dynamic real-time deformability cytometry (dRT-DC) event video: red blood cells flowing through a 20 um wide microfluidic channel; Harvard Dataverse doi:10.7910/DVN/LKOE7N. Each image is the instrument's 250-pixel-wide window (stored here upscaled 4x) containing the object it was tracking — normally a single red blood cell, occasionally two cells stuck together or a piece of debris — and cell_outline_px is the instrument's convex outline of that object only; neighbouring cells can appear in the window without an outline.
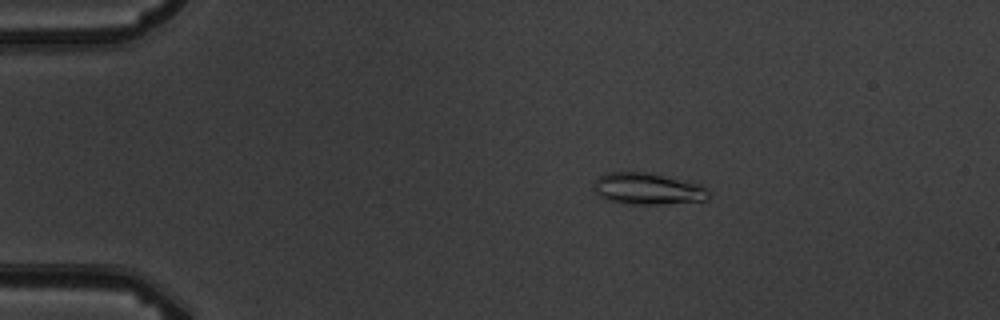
{"species": "common noctule bat (a hibernating species)", "species_latin": "Nyctalus noctula", "temperature_condition": "warm", "stored_images_in_passage": 6, "camera_frame_rate_fps": 3000, "um_per_image_px": 0.085, "animal": {"sex": "male", "body_mass_g": 19.5, "forearm_length_mm": 54.6}, "frame": {"image": 1, "passage_image": 3, "time_ms": 2.333, "image_size_px": [1000, 320], "cell_outline_px": [[712, 196], [708, 200], [660, 204], [628, 204], [604, 200], [592, 188], [596, 180], [600, 176], [608, 172], [648, 172], [688, 180], [700, 184], [708, 188]], "centroid_in_image_um": [55.11, 16.04], "position_along_channel_um": 29.9, "area_um2": 21.62}}